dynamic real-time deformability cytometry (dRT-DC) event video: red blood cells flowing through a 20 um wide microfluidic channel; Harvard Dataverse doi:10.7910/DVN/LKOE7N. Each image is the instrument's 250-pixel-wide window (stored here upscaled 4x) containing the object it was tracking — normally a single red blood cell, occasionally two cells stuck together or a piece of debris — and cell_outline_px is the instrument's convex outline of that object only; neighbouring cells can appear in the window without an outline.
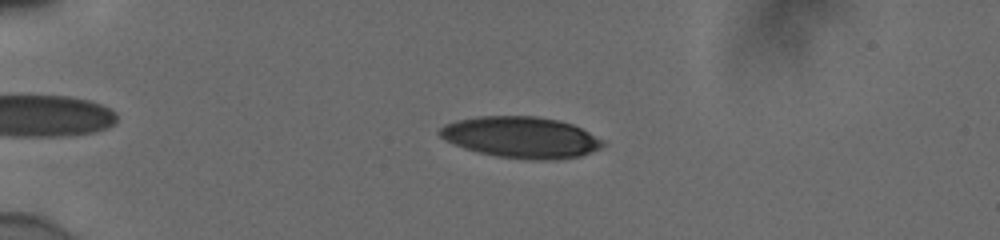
{"species": "human", "species_latin": "Homo sapiens", "temperature_condition": "cold", "stored_images_in_passage": 52, "camera_frame_rate_fps": 3000, "um_per_image_px": 0.085, "donor": {"sex": "male"}, "frame": {"image": 1, "passage_image": 12, "time_ms": 3.667, "image_size_px": [1000, 240], "cell_outline_px": [[604, 144], [600, 148], [580, 156], [556, 160], [532, 160], [496, 156], [476, 152], [464, 148], [444, 140], [436, 132], [444, 124], [456, 120], [480, 116], [536, 116], [560, 120], [572, 124], [604, 140]], "centroid_in_image_um": [44.26, 11.67], "position_along_channel_um": 40.7, "area_um2": 39.42}}
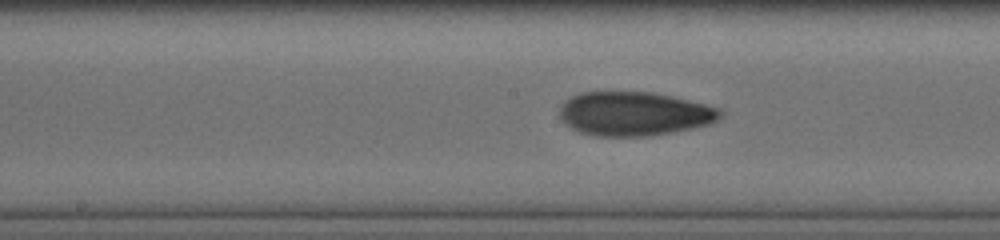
{"frame": {"image": 2, "passage_image": 28, "time_ms": 9.0, "image_size_px": [1000, 240], "cell_outline_px": [[724, 116], [712, 124], [672, 132], [648, 136], [596, 136], [580, 132], [564, 124], [560, 120], [560, 108], [564, 100], [580, 92], [652, 92], [672, 96], [720, 108], [724, 112]], "centroid_in_image_um": [53.92, 9.67], "position_along_channel_um": 194.3, "area_um2": 41.44}}
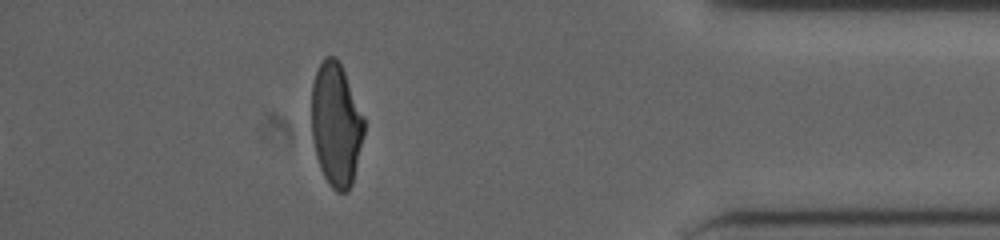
{"frame": {"image": 3, "passage_image": 47, "time_ms": 15.333, "image_size_px": [1000, 240], "cell_outline_px": [[364, 132], [352, 184], [348, 192], [336, 192], [328, 184], [320, 168], [316, 156], [312, 140], [312, 84], [316, 72], [324, 56], [336, 56], [344, 72], [364, 116]], "centroid_in_image_um": [28.56, 10.61], "position_along_channel_um": 406.6, "area_um2": 37.69}, "authors_computed_cell_mechanics": {"area_um2": 39.1884, "velocity_mm_per_s": 3.8764, "shape_relaxation_time_tau1_ms": 6.0247, "shape_relaxation_time_tau2_ms": 2.6415, "deformation_change_tau1": 0.1913, "deformation_change_tau2": 0.0869}}